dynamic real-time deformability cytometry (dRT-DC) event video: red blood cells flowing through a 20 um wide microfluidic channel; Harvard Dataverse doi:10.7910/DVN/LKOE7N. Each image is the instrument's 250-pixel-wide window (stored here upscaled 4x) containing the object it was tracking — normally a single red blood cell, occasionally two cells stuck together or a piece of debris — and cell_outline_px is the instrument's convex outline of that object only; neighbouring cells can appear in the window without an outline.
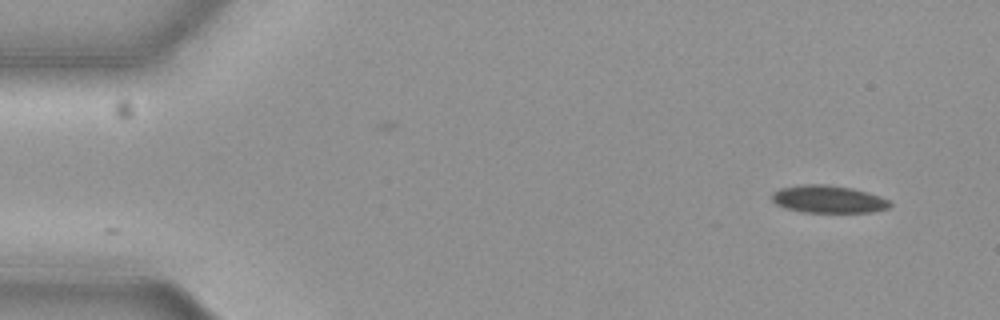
{"species": "common noctule bat (a hibernating species)", "species_latin": "Nyctalus noctula", "temperature_condition": "cold", "stored_images_in_passage": 53, "camera_frame_rate_fps": 3000, "um_per_image_px": 0.085, "animal": {"sex": "female", "body_mass_g": 19.3, "forearm_length_mm": 54.1}, "frame": {"image": 1, "passage_image": 1, "time_ms": 0.0, "image_size_px": [1000, 320], "cell_outline_px": [[892, 204], [888, 208], [872, 212], [804, 212], [788, 208], [776, 204], [772, 200], [772, 192], [780, 188], [804, 184], [828, 184], [852, 188], [880, 196], [888, 200]], "centroid_in_image_um": [70.4, 16.92], "position_along_channel_um": 14.6, "area_um2": 18.84}}
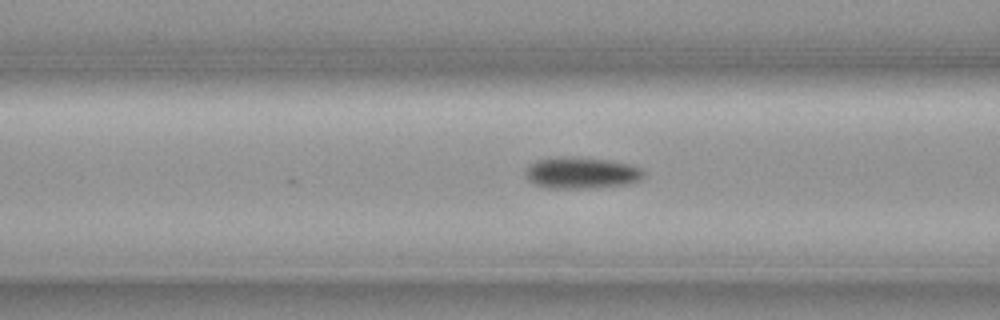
{"frame": {"image": 2, "passage_image": 19, "time_ms": 6.0, "image_size_px": [1000, 320], "cell_outline_px": [[644, 176], [640, 180], [628, 184], [596, 188], [544, 188], [532, 184], [524, 176], [524, 168], [528, 164], [536, 160], [568, 156], [572, 156], [612, 160], [628, 164], [640, 168], [644, 172]], "centroid_in_image_um": [49.36, 14.7], "position_along_channel_um": 117.2, "area_um2": 22.2}}
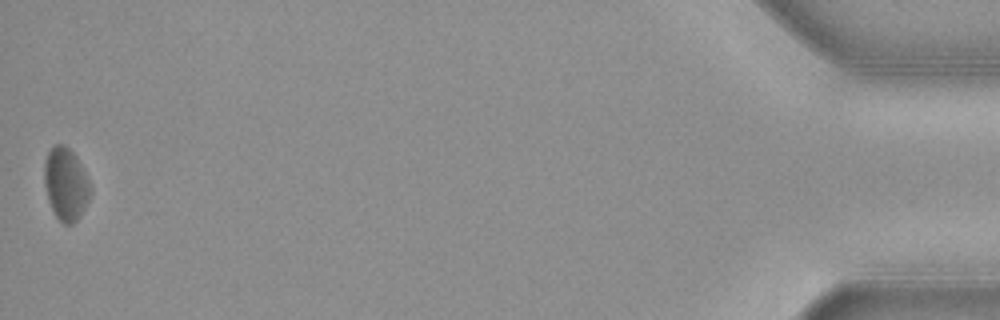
{"frame": {"image": 3, "passage_image": 53, "time_ms": 17.333, "image_size_px": [1000, 320], "cell_outline_px": [[92, 192], [80, 216], [72, 224], [64, 224], [56, 216], [48, 200], [44, 184], [44, 164], [48, 152], [52, 144], [64, 144], [76, 156], [88, 180]], "centroid_in_image_um": [5.58, 15.63], "position_along_channel_um": 429.6, "area_um2": 19.36}, "authors_computed_cell_mechanics": {"area_um2": 19.7676, "velocity_mm_per_s": 3.6611, "shape_relaxation_time_tau1_ms": 2.6278, "shape_relaxation_time_tau2_ms": null, "deformation_change_tau1": 0.0605, "deformation_change_tau2": null}}